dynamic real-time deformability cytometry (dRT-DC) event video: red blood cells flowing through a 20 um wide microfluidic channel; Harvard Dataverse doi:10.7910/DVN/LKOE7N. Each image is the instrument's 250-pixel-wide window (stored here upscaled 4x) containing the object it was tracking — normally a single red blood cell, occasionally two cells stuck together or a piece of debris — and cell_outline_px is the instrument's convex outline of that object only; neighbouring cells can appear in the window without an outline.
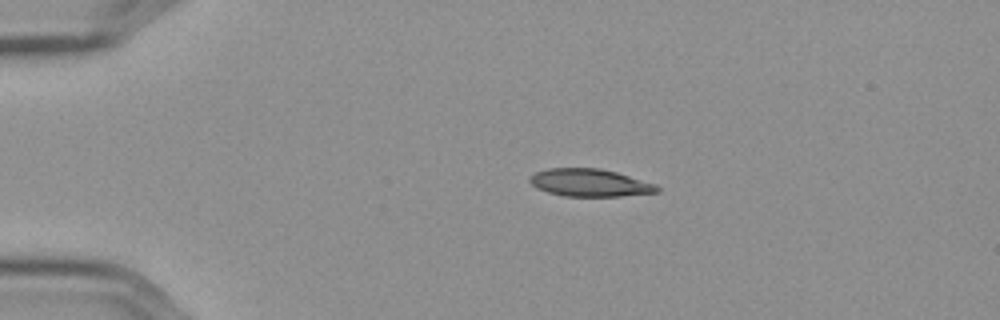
{"species": "Egyptian fruit bat (a non-hibernating species)", "species_latin": "Rousettus aegyptiacus", "temperature_condition": "cold", "stored_images_in_passage": 45, "camera_frame_rate_fps": 3000, "um_per_image_px": 0.085, "frame": {"image": 1, "passage_image": 1, "time_ms": 0.0, "image_size_px": [1000, 320], "cell_outline_px": [[660, 192], [620, 196], [564, 196], [548, 192], [532, 184], [528, 180], [536, 172], [548, 168], [600, 168], [616, 172], [656, 184], [660, 188]], "centroid_in_image_um": [50.17, 15.53], "position_along_channel_um": 34.8, "area_um2": 20.29}}
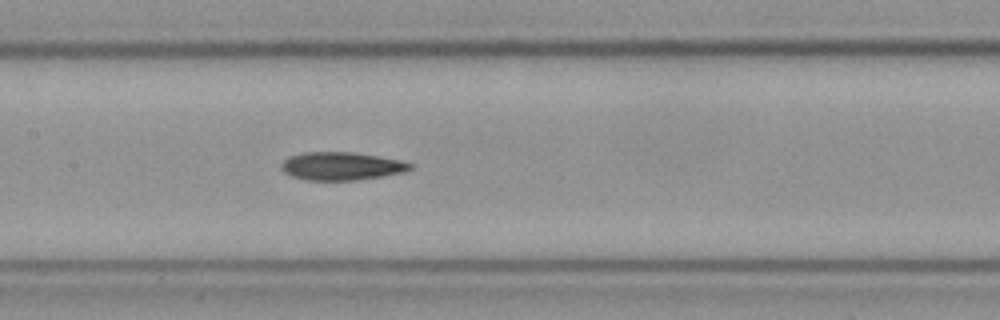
{"frame": {"image": 2, "passage_image": 17, "time_ms": 5.333, "image_size_px": [1000, 320], "cell_outline_px": [[412, 168], [404, 172], [356, 180], [308, 180], [292, 176], [284, 172], [280, 168], [280, 164], [288, 156], [304, 152], [352, 152], [404, 160], [412, 164]], "centroid_in_image_um": [29.01, 14.11], "position_along_channel_um": 178.4, "area_um2": 21.1}}
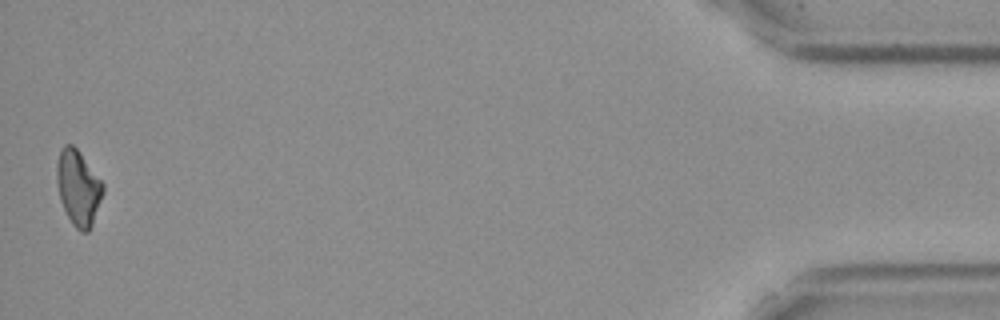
{"frame": {"image": 3, "passage_image": 45, "time_ms": 14.667, "image_size_px": [1000, 320], "cell_outline_px": [[104, 192], [92, 224], [88, 232], [80, 232], [72, 224], [60, 200], [56, 176], [56, 164], [60, 148], [64, 144], [72, 144], [80, 152], [104, 184]], "centroid_in_image_um": [6.64, 15.94], "position_along_channel_um": 428.6, "area_um2": 20.29}, "authors_computed_cell_mechanics": {"area_um2": 21.0392, "velocity_mm_per_s": 3.6066, "shape_relaxation_time_tau1_ms": 4.4607, "shape_relaxation_time_tau2_ms": 4.4588, "deformation_change_tau1": 0.1531, "deformation_change_tau2": 0.1329}}